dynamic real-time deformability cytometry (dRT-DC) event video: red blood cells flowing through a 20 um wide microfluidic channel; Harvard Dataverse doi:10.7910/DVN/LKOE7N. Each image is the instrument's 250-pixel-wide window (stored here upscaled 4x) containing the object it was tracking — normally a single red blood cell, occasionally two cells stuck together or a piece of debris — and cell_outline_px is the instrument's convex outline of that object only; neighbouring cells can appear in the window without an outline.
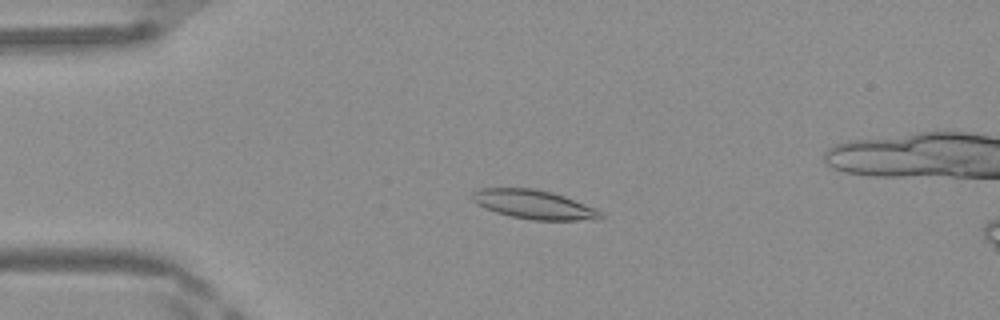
{"species": "Egyptian fruit bat (a non-hibernating species)", "species_latin": "Rousettus aegyptiacus", "temperature_condition": "warm", "stored_images_in_passage": 50, "camera_frame_rate_fps": 3000, "um_per_image_px": 0.085, "frame": {"image": 1, "passage_image": 12, "time_ms": 3.667, "image_size_px": [1000, 320], "cell_outline_px": [[604, 216], [600, 220], [532, 220], [512, 216], [496, 212], [484, 208], [476, 204], [472, 200], [472, 192], [480, 188], [532, 188], [552, 192], [564, 196], [596, 208], [604, 212]], "centroid_in_image_um": [45.42, 17.39], "position_along_channel_um": 39.6, "area_um2": 21.85}}
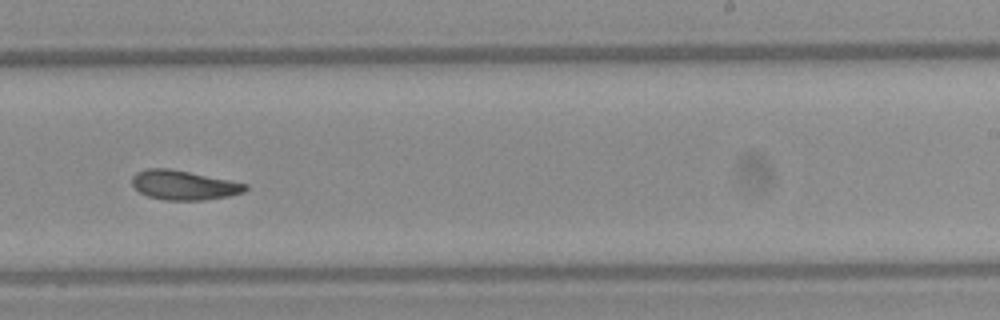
{"frame": {"image": 2, "passage_image": 31, "time_ms": 10.0, "image_size_px": [1000, 320], "cell_outline_px": [[248, 188], [244, 192], [228, 196], [204, 200], [164, 200], [148, 196], [140, 192], [132, 184], [132, 176], [136, 172], [148, 168], [168, 168], [248, 184]], "centroid_in_image_um": [15.61, 15.74], "position_along_channel_um": 273.4, "area_um2": 19.25}}
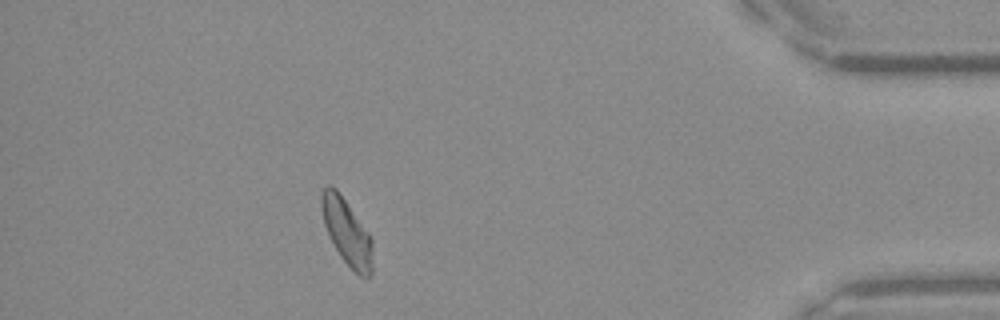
{"frame": {"image": 3, "passage_image": 44, "time_ms": 14.333, "image_size_px": [1000, 320], "cell_outline_px": [[372, 272], [368, 276], [360, 276], [340, 256], [324, 224], [320, 204], [320, 192], [328, 184], [336, 188], [372, 236]], "centroid_in_image_um": [29.48, 19.66], "position_along_channel_um": 405.7, "area_um2": 19.48}, "authors_computed_cell_mechanics": {"area_um2": 20.0277, "velocity_mm_per_s": 4.1596, "shape_relaxation_time_tau1_ms": null, "shape_relaxation_time_tau2_ms": 4.8567, "deformation_change_tau1": null, "deformation_change_tau2": 0.1221}}